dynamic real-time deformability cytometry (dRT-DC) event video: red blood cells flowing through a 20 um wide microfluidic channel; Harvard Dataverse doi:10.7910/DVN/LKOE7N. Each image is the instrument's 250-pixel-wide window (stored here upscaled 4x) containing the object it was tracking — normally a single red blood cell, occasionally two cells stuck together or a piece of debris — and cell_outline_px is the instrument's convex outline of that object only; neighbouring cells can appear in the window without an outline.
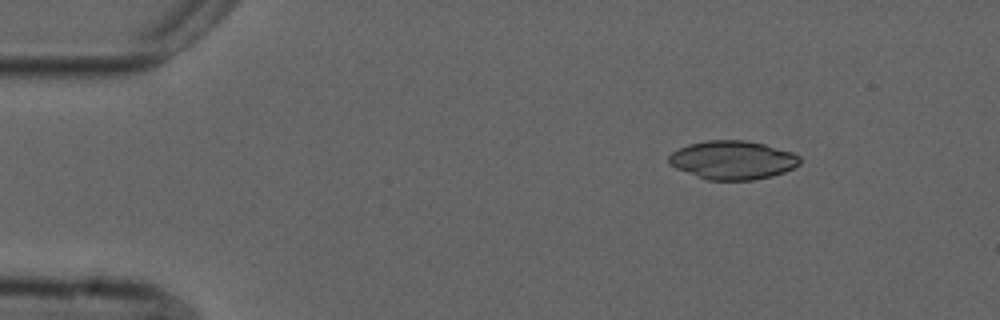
{"species": "common noctule bat (a hibernating species)", "species_latin": "Nyctalus noctula", "temperature_condition": "cold", "stored_images_in_passage": 47, "camera_frame_rate_fps": 3000, "um_per_image_px": 0.085, "animal": {"sex": "male", "forearm_length_mm": 52.5}, "frame": {"image": 1, "passage_image": 1, "time_ms": 0.0, "image_size_px": [1000, 320], "cell_outline_px": [[800, 164], [784, 172], [772, 176], [752, 180], [708, 180], [676, 168], [668, 164], [668, 156], [672, 152], [688, 144], [704, 140], [744, 140], [764, 144], [792, 152], [800, 156]], "centroid_in_image_um": [62.26, 13.6], "position_along_channel_um": 22.7, "area_um2": 29.48}}